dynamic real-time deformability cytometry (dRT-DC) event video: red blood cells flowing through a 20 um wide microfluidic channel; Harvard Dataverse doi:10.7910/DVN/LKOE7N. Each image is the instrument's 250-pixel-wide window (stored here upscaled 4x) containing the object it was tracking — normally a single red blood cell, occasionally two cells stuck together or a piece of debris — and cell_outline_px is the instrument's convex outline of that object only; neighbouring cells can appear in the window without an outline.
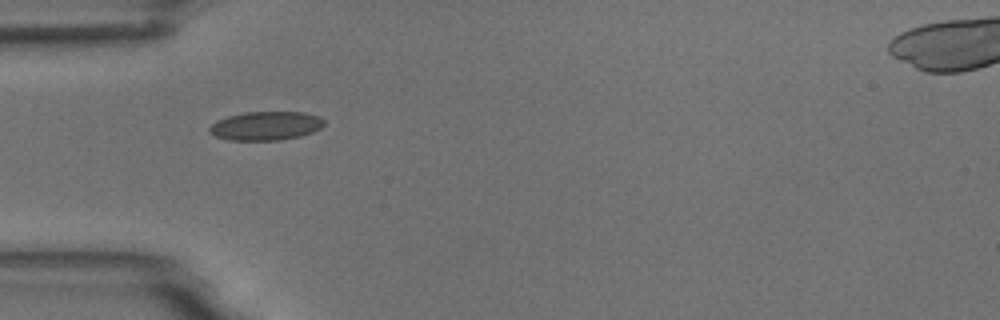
{"species": "common noctule bat (a hibernating species)", "species_latin": "Nyctalus noctula", "temperature_condition": "room temperature", "stored_images_in_passage": 5, "camera_frame_rate_fps": 3000, "um_per_image_px": 0.085, "animal": {"sex": "male", "body_mass_g": 18.8}, "frame": {"image": 1, "passage_image": 1, "time_ms": 0.0, "image_size_px": [1000, 320], "cell_outline_px": [[324, 124], [320, 128], [312, 132], [300, 136], [280, 140], [228, 140], [216, 136], [208, 132], [208, 128], [216, 120], [228, 116], [244, 112], [304, 112], [320, 116], [324, 120]], "centroid_in_image_um": [22.58, 10.69], "position_along_channel_um": 62.4, "area_um2": 19.31}}
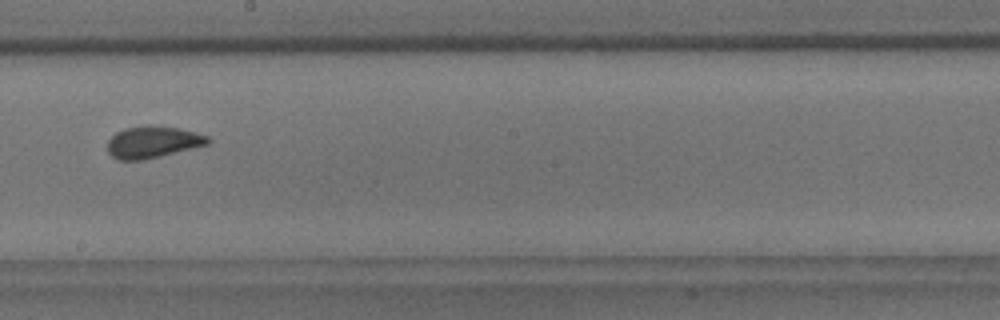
{"frame": {"image": 2, "passage_image": 5, "time_ms": 4.667, "image_size_px": [1000, 320], "cell_outline_px": [[212, 140], [208, 144], [144, 160], [120, 160], [112, 156], [108, 152], [108, 140], [116, 132], [124, 128], [144, 124], [152, 124], [180, 128], [196, 132], [208, 136]], "centroid_in_image_um": [12.99, 12.05], "position_along_channel_um": 235.2, "area_um2": 18.84}}